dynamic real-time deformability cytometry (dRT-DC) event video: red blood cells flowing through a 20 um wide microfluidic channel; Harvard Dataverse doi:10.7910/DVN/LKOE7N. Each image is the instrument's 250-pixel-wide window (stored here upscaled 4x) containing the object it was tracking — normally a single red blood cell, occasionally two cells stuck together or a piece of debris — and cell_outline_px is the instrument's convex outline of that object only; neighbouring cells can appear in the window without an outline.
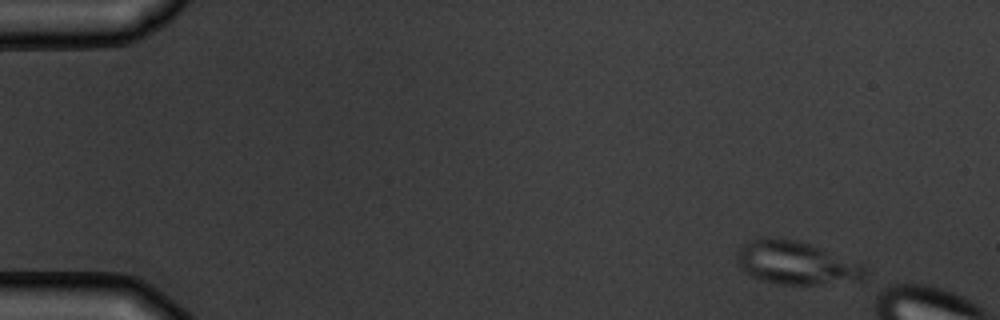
{"species": "common noctule bat (a hibernating species)", "species_latin": "Nyctalus noctula", "temperature_condition": "warm", "stored_images_in_passage": 4, "camera_frame_rate_fps": 3000, "um_per_image_px": 0.085, "animal": {"sex": "male", "body_mass_g": 19.5, "forearm_length_mm": 54.6}, "frame": {"image": 1, "passage_image": 1, "time_ms": 0.0, "image_size_px": [1000, 320], "cell_outline_px": [[868, 276], [864, 280], [812, 284], [780, 284], [764, 280], [752, 276], [744, 272], [736, 260], [736, 252], [744, 244], [752, 240], [764, 236], [768, 236], [796, 240], [812, 244], [864, 264]], "centroid_in_image_um": [67.69, 22.33], "position_along_channel_um": 17.3, "area_um2": 32.43}}